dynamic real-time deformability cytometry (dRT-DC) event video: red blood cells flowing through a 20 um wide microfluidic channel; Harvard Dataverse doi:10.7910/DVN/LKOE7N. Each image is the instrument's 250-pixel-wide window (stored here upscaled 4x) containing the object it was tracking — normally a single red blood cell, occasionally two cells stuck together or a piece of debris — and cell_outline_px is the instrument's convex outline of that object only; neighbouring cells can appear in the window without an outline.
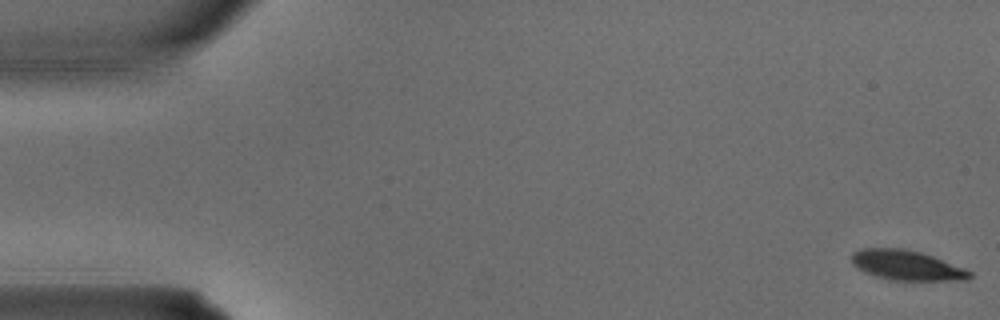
{"species": "common noctule bat (a hibernating species)", "species_latin": "Nyctalus noctula", "temperature_condition": "warm", "stored_images_in_passage": 5, "segment_of_instrument_passage": [1, 2], "camera_frame_rate_fps": 3000, "um_per_image_px": 0.085, "animal": {"sex": "male", "body_mass_g": 15.6}, "frame": {"image": 1, "passage_image": 1, "time_ms": 0.0, "image_size_px": [1000, 320], "cell_outline_px": [[972, 276], [968, 280], [892, 280], [876, 276], [864, 272], [852, 264], [852, 252], [860, 248], [904, 248], [920, 252], [932, 256], [964, 268], [972, 272]], "centroid_in_image_um": [77.05, 22.54], "position_along_channel_um": 8.0, "area_um2": 20.52}}
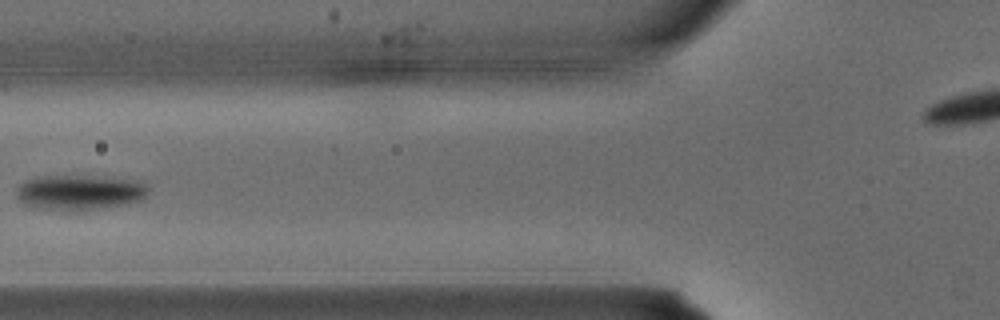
{"frame": {"image": 2, "passage_image": 4, "time_ms": 1.0, "image_size_px": [1000, 320], "cell_outline_px": [[148, 192], [140, 200], [124, 204], [92, 208], [32, 208], [24, 204], [16, 196], [16, 188], [24, 180], [32, 176], [88, 176], [148, 180]], "centroid_in_image_um": [6.77, 16.29], "position_along_channel_um": 119.0, "area_um2": 26.65}}